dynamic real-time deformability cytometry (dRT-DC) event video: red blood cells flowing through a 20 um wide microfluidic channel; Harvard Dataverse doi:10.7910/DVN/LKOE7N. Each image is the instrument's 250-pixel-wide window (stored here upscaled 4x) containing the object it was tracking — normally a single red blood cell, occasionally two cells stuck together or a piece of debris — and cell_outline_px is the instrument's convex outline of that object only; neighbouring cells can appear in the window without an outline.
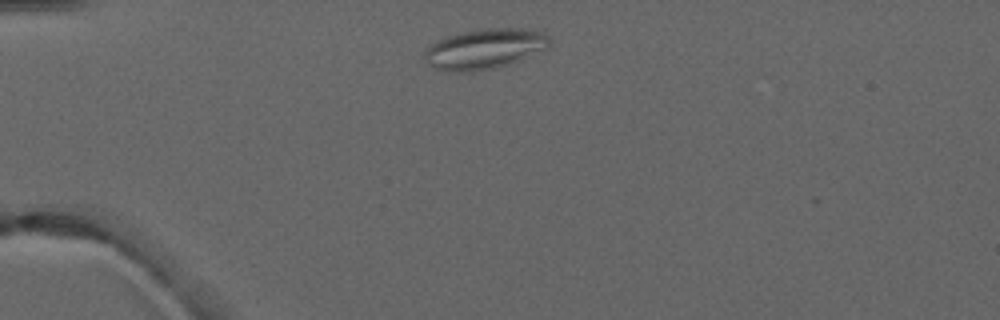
{"species": "common noctule bat (a hibernating species)", "species_latin": "Nyctalus noctula", "temperature_condition": "warm", "stored_images_in_passage": 3, "camera_frame_rate_fps": 3000, "um_per_image_px": 0.085, "animal": {"sex": "male", "forearm_length_mm": 52.5}, "frame": {"image": 1, "passage_image": 1, "time_ms": 0.0, "image_size_px": [1000, 320], "cell_outline_px": [[552, 40], [544, 48], [504, 64], [492, 68], [472, 72], [448, 72], [432, 68], [428, 64], [424, 56], [424, 52], [436, 40], [460, 32], [488, 28], [524, 28], [544, 32]], "centroid_in_image_um": [41.11, 4.14], "position_along_channel_um": 43.9, "area_um2": 28.78}}